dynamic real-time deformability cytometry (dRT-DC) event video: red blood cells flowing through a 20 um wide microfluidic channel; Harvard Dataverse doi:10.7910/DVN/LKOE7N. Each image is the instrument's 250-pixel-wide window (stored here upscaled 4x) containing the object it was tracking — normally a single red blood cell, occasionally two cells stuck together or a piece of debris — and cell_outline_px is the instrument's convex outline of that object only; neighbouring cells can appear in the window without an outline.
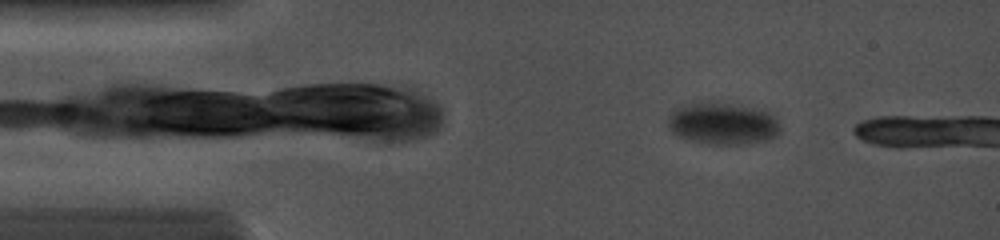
{"species": "common noctule bat (a hibernating species)", "species_latin": "Nyctalus noctula", "temperature_condition": "cold", "stored_images_in_passage": 9, "camera_frame_rate_fps": 5000, "um_per_image_px": 0.085, "animal": {"sex": "female", "body_mass_g": 19.0, "forearm_length_mm": 56.7}, "frame": {"image": 1, "passage_image": 3, "time_ms": 2.0, "image_size_px": [1000, 240], "cell_outline_px": [[780, 132], [776, 136], [768, 140], [744, 144], [708, 144], [688, 140], [676, 136], [672, 132], [668, 124], [668, 116], [676, 108], [684, 104], [708, 100], [724, 100], [764, 108], [776, 120], [780, 128]], "centroid_in_image_um": [61.43, 10.45], "position_along_channel_um": 23.6, "area_um2": 28.61}}
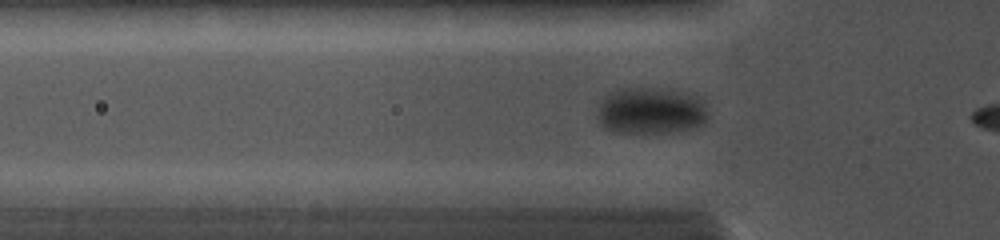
{"frame": {"image": 2, "passage_image": 7, "time_ms": 5.0, "image_size_px": [1000, 240], "cell_outline_px": [[708, 120], [704, 124], [692, 128], [668, 132], [612, 132], [604, 128], [600, 124], [600, 96], [616, 88], [660, 88], [692, 96], [700, 100], [704, 104], [708, 112]], "centroid_in_image_um": [55.27, 9.41], "position_along_channel_um": 70.5, "area_um2": 29.94}}